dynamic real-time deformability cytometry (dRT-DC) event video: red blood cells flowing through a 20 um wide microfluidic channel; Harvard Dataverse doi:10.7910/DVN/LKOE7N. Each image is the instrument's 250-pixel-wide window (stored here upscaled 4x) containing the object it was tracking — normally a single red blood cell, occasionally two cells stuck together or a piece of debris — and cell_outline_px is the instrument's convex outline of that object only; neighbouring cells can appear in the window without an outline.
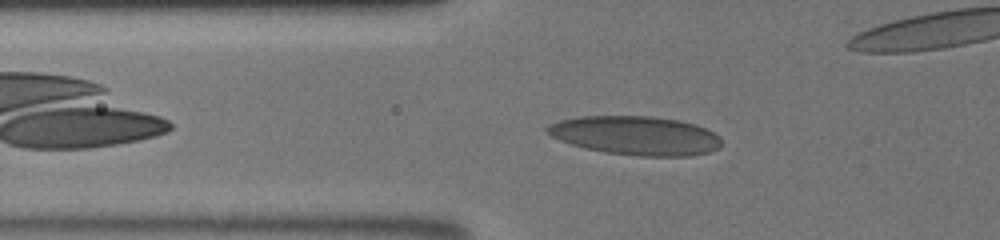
{"species": "human", "species_latin": "Homo sapiens", "temperature_condition": "room temperature", "stored_images_in_passage": 36, "camera_frame_rate_fps": 3000, "um_per_image_px": 0.085, "donor": {"sex": "male"}, "frame": {"image": 1, "passage_image": 4, "time_ms": 1.0, "image_size_px": [1000, 240], "cell_outline_px": [[720, 144], [716, 148], [708, 152], [688, 156], [640, 156], [604, 152], [572, 144], [560, 140], [544, 132], [544, 128], [548, 124], [560, 120], [580, 116], [652, 116], [680, 120], [696, 124], [720, 136]], "centroid_in_image_um": [54.0, 11.51], "position_along_channel_um": 71.8, "area_um2": 39.42}}
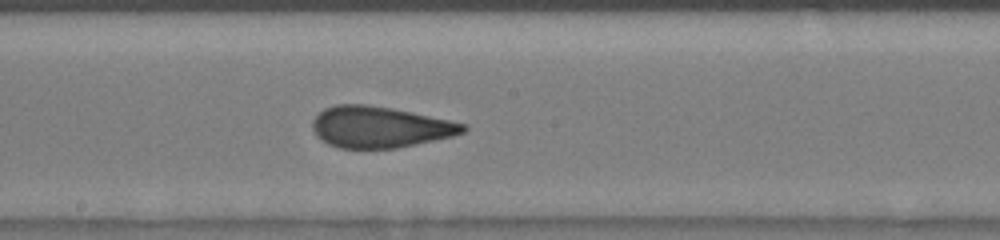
{"frame": {"image": 2, "passage_image": 15, "time_ms": 4.667, "image_size_px": [1000, 240], "cell_outline_px": [[468, 128], [464, 132], [452, 136], [416, 144], [396, 148], [340, 148], [328, 144], [320, 140], [316, 136], [312, 128], [312, 120], [324, 108], [336, 104], [368, 104], [392, 108], [412, 112], [468, 124]], "centroid_in_image_um": [32.27, 10.79], "position_along_channel_um": 215.9, "area_um2": 36.3}}
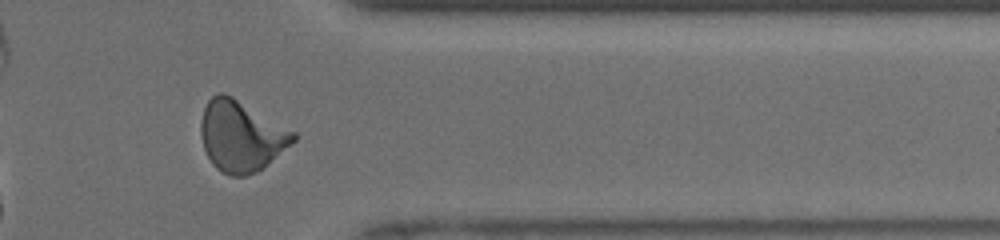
{"frame": {"image": 3, "passage_image": 28, "time_ms": 9.0, "image_size_px": [1000, 240], "cell_outline_px": [[296, 140], [292, 144], [256, 172], [244, 176], [232, 176], [216, 168], [212, 164], [204, 148], [200, 132], [200, 124], [204, 108], [208, 100], [212, 96], [220, 92], [224, 92], [232, 96], [296, 132]], "centroid_in_image_um": [20.49, 11.55], "position_along_channel_um": 390.9, "area_um2": 37.86}, "authors_computed_cell_mechanics": {"area_um2": 36.2695, "velocity_mm_per_s": 4.1238, "shape_relaxation_time_tau1_ms": 6.3236, "shape_relaxation_time_tau2_ms": 0.9918, "deformation_change_tau1": 0.1925, "deformation_change_tau2": 0.0927}}